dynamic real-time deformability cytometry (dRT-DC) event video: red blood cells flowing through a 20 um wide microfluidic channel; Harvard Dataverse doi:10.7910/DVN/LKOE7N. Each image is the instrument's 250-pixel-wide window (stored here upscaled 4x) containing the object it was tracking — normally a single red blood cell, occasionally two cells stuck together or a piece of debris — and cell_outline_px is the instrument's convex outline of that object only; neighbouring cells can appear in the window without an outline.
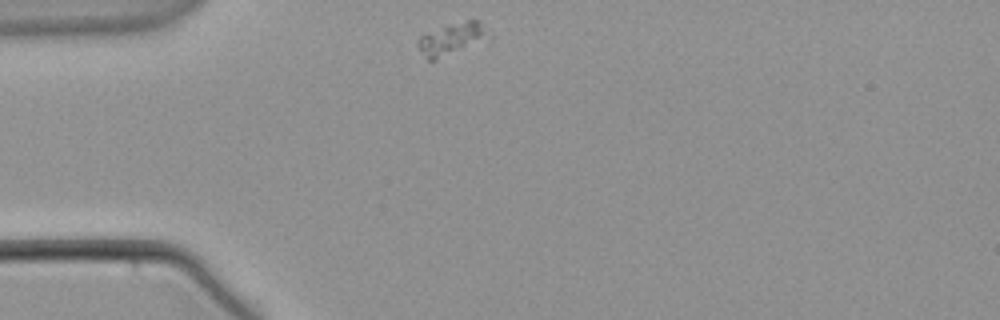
{"species": "common noctule bat (a hibernating species)", "species_latin": "Nyctalus noctula", "temperature_condition": "warm", "stored_images_in_passage": 44, "camera_frame_rate_fps": 3000, "um_per_image_px": 0.085, "animal": {"sex": "male", "body_mass_g": 21.5, "forearm_length_mm": 52.0}, "frame": {"image": 1, "passage_image": 1, "time_ms": 0.0, "image_size_px": [1000, 320], "cell_outline_px": [[492, 40], [488, 44], [436, 60], [428, 60], [416, 44], [416, 40], [420, 36], [428, 32], [468, 20], [480, 20], [492, 36]], "centroid_in_image_um": [38.57, 3.36], "position_along_channel_um": 46.4, "area_um2": 13.99}}
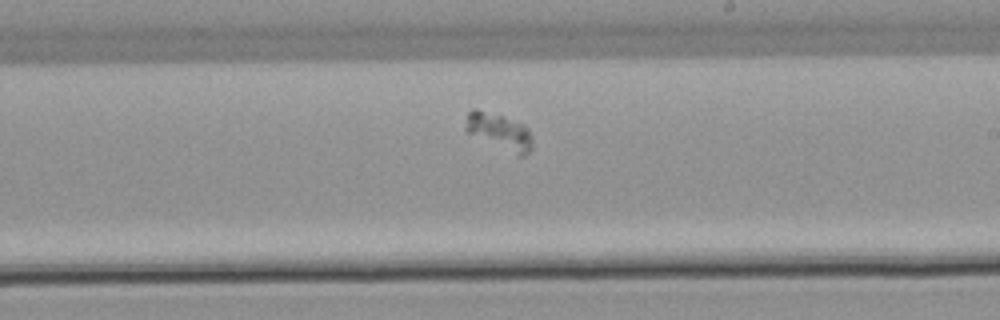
{"frame": {"image": 2, "passage_image": 20, "time_ms": 6.333, "image_size_px": [1000, 320], "cell_outline_px": [[532, 148], [524, 156], [516, 156], [468, 132], [464, 128], [468, 112], [472, 108], [476, 108], [504, 116], [524, 124], [528, 128], [532, 136]], "centroid_in_image_um": [42.47, 11.17], "position_along_channel_um": 246.5, "area_um2": 14.28}}
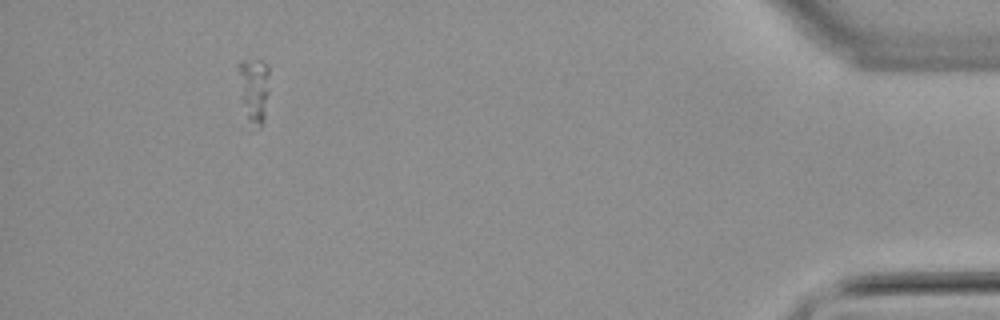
{"frame": {"image": 3, "passage_image": 40, "time_ms": 13.0, "image_size_px": [1000, 320], "cell_outline_px": [[268, 92], [264, 120], [260, 128], [248, 120], [240, 96], [236, 68], [236, 64], [244, 60], [260, 60], [268, 64]], "centroid_in_image_um": [21.55, 7.56], "position_along_channel_um": 413.6, "area_um2": 11.91}}